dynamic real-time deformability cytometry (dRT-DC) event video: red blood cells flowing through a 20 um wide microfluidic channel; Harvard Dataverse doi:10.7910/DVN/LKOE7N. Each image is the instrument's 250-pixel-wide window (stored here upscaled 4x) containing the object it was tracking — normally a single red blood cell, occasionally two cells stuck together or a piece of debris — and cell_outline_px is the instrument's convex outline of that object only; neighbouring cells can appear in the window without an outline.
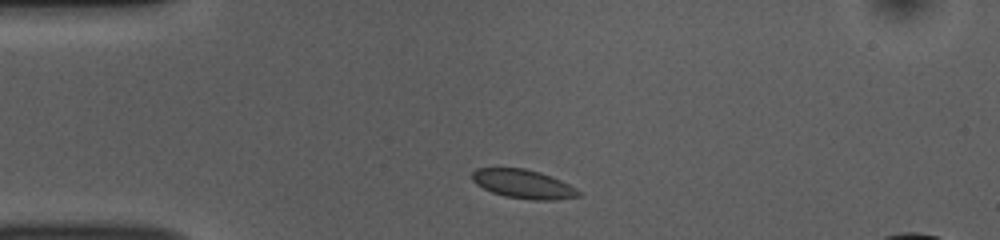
{"species": "common noctule bat (a hibernating species)", "species_latin": "Nyctalus noctula", "temperature_condition": "room temperature", "stored_images_in_passage": 43, "camera_frame_rate_fps": 3000, "um_per_image_px": 0.085, "animal": {"sex": "female", "body_mass_g": 10.0, "forearm_length_mm": 53.1}, "frame": {"image": 1, "passage_image": 1, "time_ms": 0.0, "image_size_px": [1000, 240], "cell_outline_px": [[584, 196], [556, 200], [532, 200], [504, 196], [492, 192], [476, 184], [472, 180], [472, 172], [476, 168], [524, 168], [540, 172], [560, 180], [576, 188]], "centroid_in_image_um": [44.5, 15.65], "position_along_channel_um": 40.5, "area_um2": 17.98}}
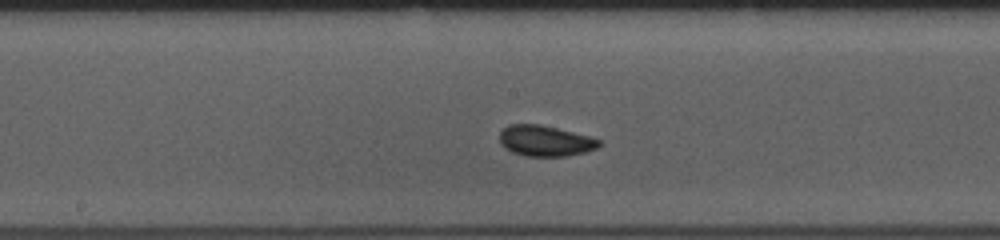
{"frame": {"image": 2, "passage_image": 16, "time_ms": 5.0, "image_size_px": [1000, 240], "cell_outline_px": [[604, 144], [596, 148], [584, 152], [564, 156], [524, 156], [512, 152], [504, 148], [500, 144], [500, 132], [508, 124], [540, 124], [588, 136], [600, 140]], "centroid_in_image_um": [46.31, 11.97], "position_along_channel_um": 201.9, "area_um2": 17.8}}
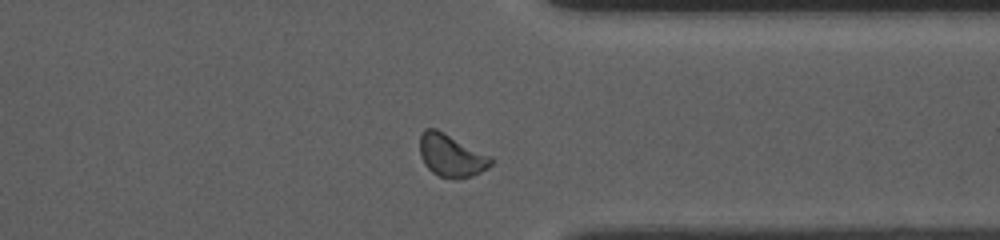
{"frame": {"image": 3, "passage_image": 30, "time_ms": 9.667, "image_size_px": [1000, 240], "cell_outline_px": [[492, 164], [488, 168], [472, 176], [456, 180], [440, 176], [432, 172], [424, 164], [420, 156], [420, 136], [424, 128], [436, 128], [492, 156]], "centroid_in_image_um": [38.36, 13.22], "position_along_channel_um": 373.0, "area_um2": 17.86}, "authors_computed_cell_mechanics": {"area_um2": 17.6868, "velocity_mm_per_s": 3.7309, "shape_relaxation_time_tau1_ms": 1.3604, "shape_relaxation_time_tau2_ms": null, "deformation_change_tau1": 0.0412, "deformation_change_tau2": null}}